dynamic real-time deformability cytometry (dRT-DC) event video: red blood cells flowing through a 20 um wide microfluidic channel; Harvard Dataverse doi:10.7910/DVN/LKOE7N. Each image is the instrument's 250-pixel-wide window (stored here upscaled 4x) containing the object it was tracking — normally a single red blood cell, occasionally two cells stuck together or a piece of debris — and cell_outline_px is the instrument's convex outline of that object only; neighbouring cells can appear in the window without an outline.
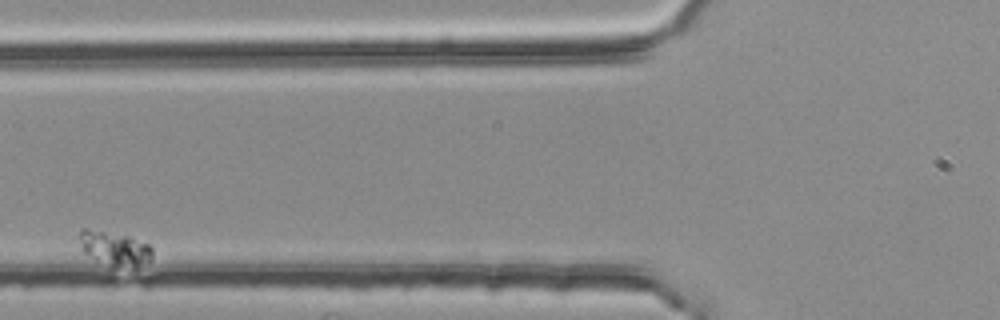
{"species": "common noctule bat (a hibernating species)", "species_latin": "Nyctalus noctula", "temperature_condition": "room temperature", "stored_images_in_passage": 5, "camera_frame_rate_fps": 3000, "um_per_image_px": 0.085, "animal": {"sex": "female", "body_mass_g": 25.1}, "frame": {"image": 1, "passage_image": 3, "time_ms": 0.667, "image_size_px": [1000, 320], "cell_outline_px": [[152, 260], [136, 268], [108, 268], [84, 252], [80, 240], [80, 232], [84, 228], [128, 236], [152, 244]], "centroid_in_image_um": [9.82, 21.18], "position_along_channel_um": 116.0, "area_um2": 14.91}}